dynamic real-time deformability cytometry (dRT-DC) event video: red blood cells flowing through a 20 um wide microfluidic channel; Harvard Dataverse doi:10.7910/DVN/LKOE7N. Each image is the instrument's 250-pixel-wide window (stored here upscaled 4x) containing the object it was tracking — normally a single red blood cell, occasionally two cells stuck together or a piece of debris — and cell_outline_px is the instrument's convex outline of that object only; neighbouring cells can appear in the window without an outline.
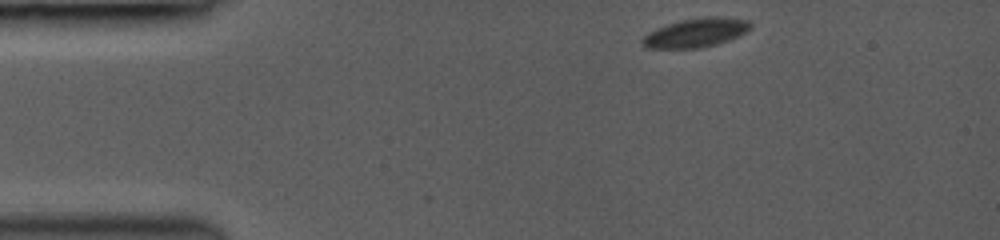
{"species": "common noctule bat (a hibernating species)", "species_latin": "Nyctalus noctula", "temperature_condition": "room temperature", "stored_images_in_passage": 11, "camera_frame_rate_fps": 3000, "um_per_image_px": 0.085, "animal": {"sex": "female", "body_mass_g": 19.0, "forearm_length_mm": 53.3}, "frame": {"image": 1, "passage_image": 1, "time_ms": 0.0, "image_size_px": [1000, 240], "cell_outline_px": [[752, 28], [748, 32], [728, 40], [716, 44], [700, 48], [644, 48], [640, 44], [640, 40], [648, 32], [656, 28], [680, 20], [704, 16], [724, 16], [752, 20]], "centroid_in_image_um": [59.18, 2.76], "position_along_channel_um": 25.8, "area_um2": 18.73}}
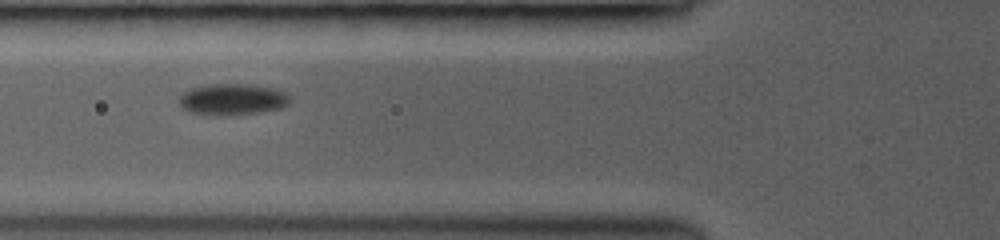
{"frame": {"image": 2, "passage_image": 8, "time_ms": 3.667, "image_size_px": [1000, 240], "cell_outline_px": [[288, 104], [280, 108], [260, 112], [188, 112], [180, 104], [180, 96], [188, 88], [208, 84], [252, 84], [272, 88], [284, 92], [288, 96]], "centroid_in_image_um": [19.76, 8.37], "position_along_channel_um": 106.0, "area_um2": 19.13}}
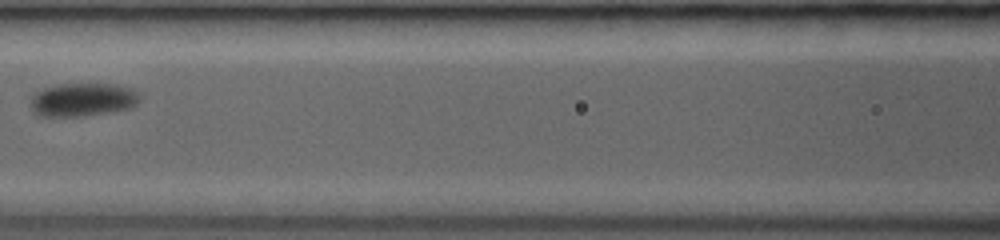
{"frame": {"image": 3, "passage_image": 10, "time_ms": 5.0, "image_size_px": [1000, 240], "cell_outline_px": [[140, 100], [136, 104], [128, 108], [108, 112], [84, 116], [40, 116], [32, 112], [32, 96], [36, 92], [44, 88], [60, 84], [116, 84], [140, 92]], "centroid_in_image_um": [7.04, 8.47], "position_along_channel_um": 159.6, "area_um2": 21.1}}